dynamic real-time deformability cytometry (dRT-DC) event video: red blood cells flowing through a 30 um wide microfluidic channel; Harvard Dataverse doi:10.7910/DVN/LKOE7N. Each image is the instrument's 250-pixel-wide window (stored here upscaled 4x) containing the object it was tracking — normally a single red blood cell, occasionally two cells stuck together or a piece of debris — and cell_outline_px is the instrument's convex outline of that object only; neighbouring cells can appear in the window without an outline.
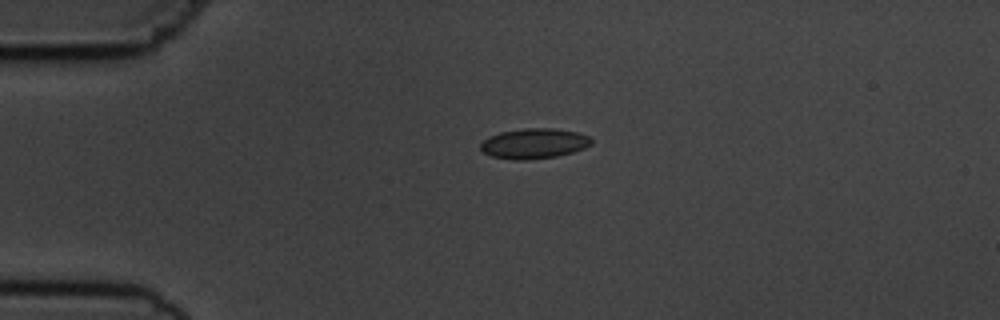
{"species": "common noctule bat (a hibernating species)", "species_latin": "Nyctalus noctula", "temperature_condition": "cold", "stored_images_in_passage": 2, "camera_frame_rate_fps": 3000, "um_per_image_px": 0.085, "animal": {"sex": "male", "body_mass_g": 19.5, "forearm_length_mm": 54.6}, "frame": {"image": 1, "passage_image": 1, "time_ms": 0.0, "image_size_px": [1000, 320], "cell_outline_px": [[592, 144], [584, 148], [572, 152], [556, 156], [524, 160], [512, 160], [492, 156], [484, 152], [480, 148], [480, 144], [488, 136], [500, 132], [524, 128], [556, 128], [580, 132], [588, 136], [592, 140]], "centroid_in_image_um": [45.4, 12.18], "position_along_channel_um": 39.6, "area_um2": 19.59}}